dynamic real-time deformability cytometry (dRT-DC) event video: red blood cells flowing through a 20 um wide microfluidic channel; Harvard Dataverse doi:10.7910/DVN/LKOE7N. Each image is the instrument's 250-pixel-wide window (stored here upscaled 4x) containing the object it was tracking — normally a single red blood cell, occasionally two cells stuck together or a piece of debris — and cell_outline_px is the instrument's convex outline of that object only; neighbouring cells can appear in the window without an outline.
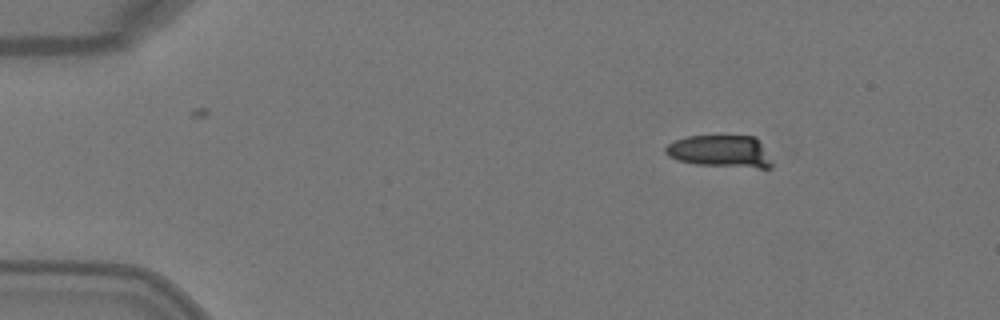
{"species": "Egyptian fruit bat (a non-hibernating species)", "species_latin": "Rousettus aegyptiacus", "temperature_condition": "warm", "stored_images_in_passage": 3, "camera_frame_rate_fps": 3000, "um_per_image_px": 0.085, "animal": {"sex": "female"}, "frame": {"image": 1, "passage_image": 1, "time_ms": 0.0, "image_size_px": [1000, 320], "cell_outline_px": [[772, 168], [760, 168], [696, 164], [680, 160], [668, 156], [664, 152], [664, 148], [668, 144], [676, 140], [688, 136], [756, 136], [772, 164]], "centroid_in_image_um": [61.21, 12.86], "position_along_channel_um": 23.8, "area_um2": 19.65}}